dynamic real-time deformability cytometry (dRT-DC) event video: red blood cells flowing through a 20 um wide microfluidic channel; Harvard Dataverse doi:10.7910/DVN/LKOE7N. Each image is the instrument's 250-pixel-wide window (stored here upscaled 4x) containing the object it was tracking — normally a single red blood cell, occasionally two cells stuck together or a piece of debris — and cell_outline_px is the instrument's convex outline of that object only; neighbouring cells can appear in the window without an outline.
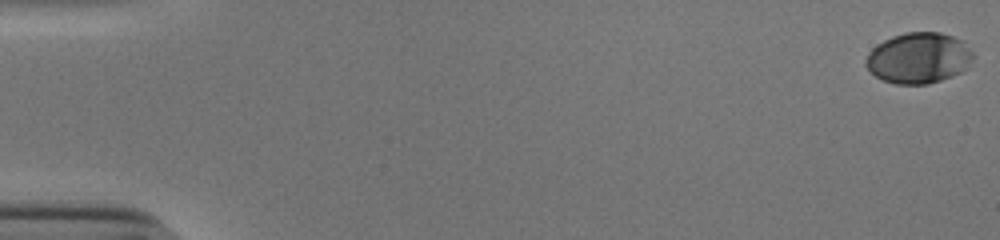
{"species": "human", "species_latin": "Homo sapiens", "temperature_condition": "cold", "stored_images_in_passage": 16, "camera_frame_rate_fps": 3000, "um_per_image_px": 0.085, "donor": {"sex": "male"}, "frame": {"image": 1, "passage_image": 1, "time_ms": 0.0, "image_size_px": [1000, 240], "cell_outline_px": [[976, 56], [960, 72], [952, 76], [928, 84], [896, 84], [884, 80], [876, 76], [864, 64], [864, 60], [868, 52], [876, 44], [892, 36], [904, 32], [940, 32], [964, 40]], "centroid_in_image_um": [78.08, 4.91], "position_along_channel_um": 6.9, "area_um2": 31.96}}
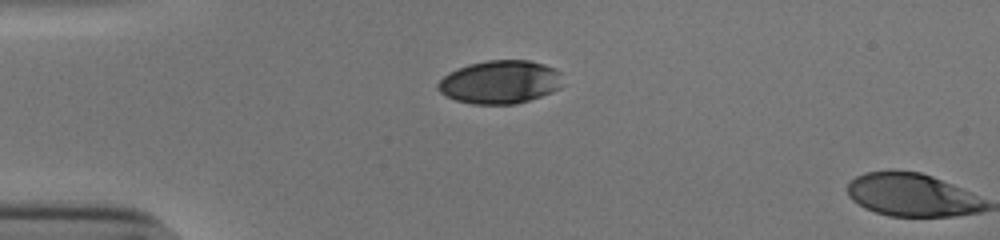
{"frame": {"image": 2, "passage_image": 15, "time_ms": 4.667, "image_size_px": [1000, 240], "cell_outline_px": [[560, 88], [552, 92], [516, 104], [472, 104], [456, 100], [440, 92], [436, 88], [436, 84], [448, 72], [456, 68], [468, 64], [488, 60], [528, 60], [544, 64], [556, 68], [560, 72]], "centroid_in_image_um": [42.48, 6.96], "position_along_channel_um": 42.5, "area_um2": 31.5}}